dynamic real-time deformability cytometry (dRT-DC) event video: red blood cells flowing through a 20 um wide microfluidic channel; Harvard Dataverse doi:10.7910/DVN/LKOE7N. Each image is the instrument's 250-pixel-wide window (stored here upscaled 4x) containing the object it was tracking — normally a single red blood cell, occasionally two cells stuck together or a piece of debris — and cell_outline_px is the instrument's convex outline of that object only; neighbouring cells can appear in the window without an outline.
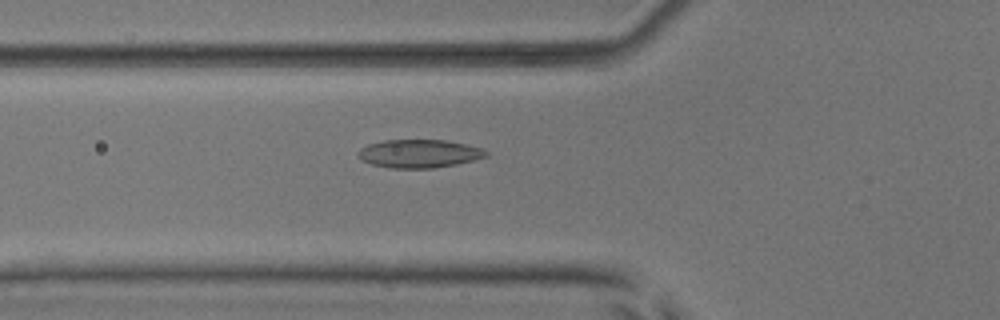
{"species": "common noctule bat (a hibernating species)", "species_latin": "Nyctalus noctula", "temperature_condition": "room temperature", "stored_images_in_passage": 17, "camera_frame_rate_fps": 3000, "um_per_image_px": 0.085, "animal": {"sex": "male", "body_mass_g": 17.9, "forearm_length_mm": 54.2}, "frame": {"image": 1, "passage_image": 10, "time_ms": 3.0, "image_size_px": [1000, 320], "cell_outline_px": [[488, 156], [476, 160], [456, 164], [432, 168], [388, 168], [372, 164], [360, 160], [356, 152], [360, 148], [368, 144], [384, 140], [444, 140], [468, 144], [484, 148], [488, 152]], "centroid_in_image_um": [35.64, 13.05], "position_along_channel_um": 90.2, "area_um2": 21.33}}
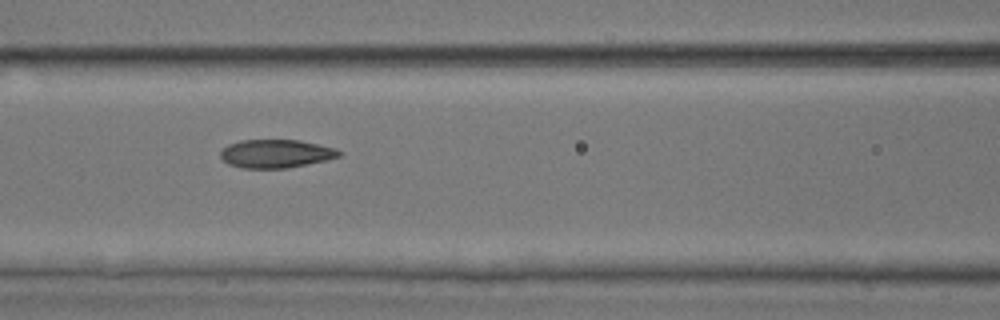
{"frame": {"image": 2, "passage_image": 14, "time_ms": 4.333, "image_size_px": [1000, 320], "cell_outline_px": [[344, 152], [340, 156], [328, 160], [284, 168], [240, 168], [228, 164], [220, 156], [220, 152], [228, 144], [240, 140], [300, 140], [336, 148]], "centroid_in_image_um": [23.47, 13.06], "position_along_channel_um": 143.1, "area_um2": 19.65}}